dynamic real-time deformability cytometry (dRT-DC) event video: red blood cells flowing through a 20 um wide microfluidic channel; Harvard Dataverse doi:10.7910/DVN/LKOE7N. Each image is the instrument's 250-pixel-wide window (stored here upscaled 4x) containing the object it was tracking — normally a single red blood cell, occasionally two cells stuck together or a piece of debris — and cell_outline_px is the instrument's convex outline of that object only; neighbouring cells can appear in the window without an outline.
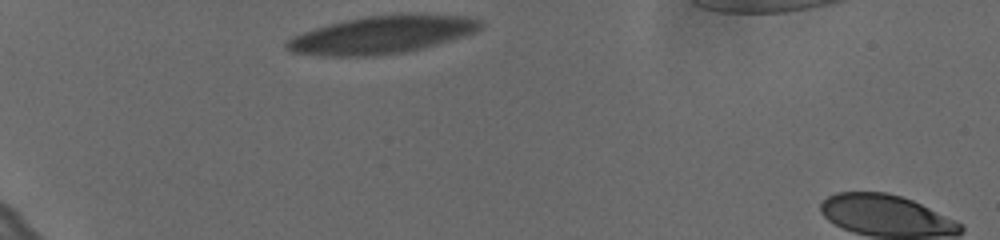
{"species": "human", "species_latin": "Homo sapiens", "temperature_condition": "cold", "stored_images_in_passage": 4, "camera_frame_rate_fps": 3000, "um_per_image_px": 0.085, "donor": {"sex": "female"}, "frame": {"image": 1, "passage_image": 1, "time_ms": 0.0, "image_size_px": [1000, 240], "cell_outline_px": [[484, 24], [476, 32], [464, 36], [436, 44], [404, 52], [380, 56], [324, 56], [292, 52], [284, 48], [284, 44], [292, 36], [316, 28], [344, 20], [364, 16], [464, 16], [484, 20]], "centroid_in_image_um": [32.42, 2.99], "position_along_channel_um": 52.6, "area_um2": 41.67}}
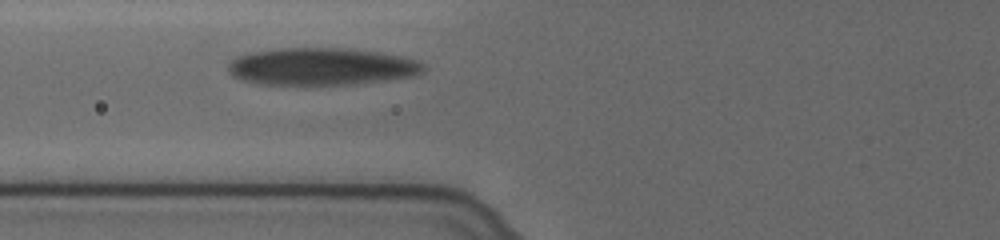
{"frame": {"image": 2, "passage_image": 4, "time_ms": 1.0, "image_size_px": [1000, 240], "cell_outline_px": [[424, 68], [420, 72], [412, 76], [352, 84], [264, 84], [244, 80], [228, 72], [228, 64], [232, 60], [240, 56], [256, 52], [284, 48], [344, 48], [376, 52], [404, 56], [416, 60], [424, 64]], "centroid_in_image_um": [27.35, 5.65], "position_along_channel_um": 98.4, "area_um2": 41.62}}